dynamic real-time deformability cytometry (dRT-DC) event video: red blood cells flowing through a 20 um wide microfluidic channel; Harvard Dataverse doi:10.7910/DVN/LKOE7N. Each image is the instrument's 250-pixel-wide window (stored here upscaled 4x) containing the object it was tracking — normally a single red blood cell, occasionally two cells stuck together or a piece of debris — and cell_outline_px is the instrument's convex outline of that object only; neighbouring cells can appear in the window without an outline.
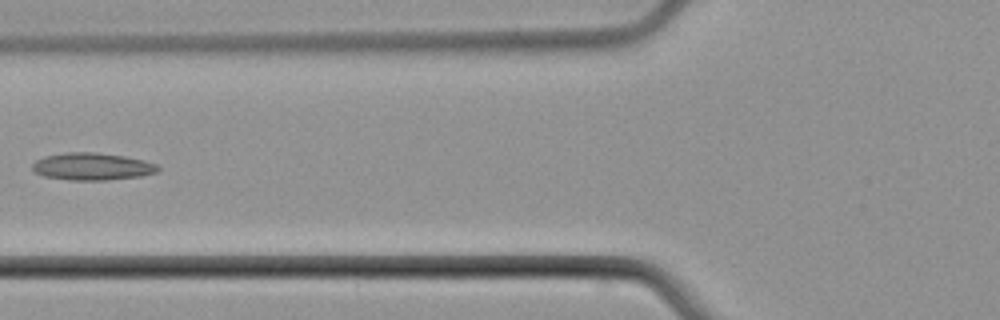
{"species": "common noctule bat (a hibernating species)", "species_latin": "Nyctalus noctula", "temperature_condition": "cold", "stored_images_in_passage": 6, "camera_frame_rate_fps": 3000, "um_per_image_px": 0.085, "animal": {"sex": "male", "body_mass_g": 21.5, "forearm_length_mm": 52.0}, "frame": {"image": 1, "passage_image": 6, "time_ms": 7.0, "image_size_px": [1000, 320], "cell_outline_px": [[160, 168], [156, 172], [140, 176], [108, 180], [68, 180], [44, 176], [36, 172], [32, 168], [32, 164], [36, 160], [44, 156], [68, 152], [92, 152], [124, 156], [144, 160], [156, 164]], "centroid_in_image_um": [7.82, 14.15], "position_along_channel_um": 118.0, "area_um2": 19.88}}